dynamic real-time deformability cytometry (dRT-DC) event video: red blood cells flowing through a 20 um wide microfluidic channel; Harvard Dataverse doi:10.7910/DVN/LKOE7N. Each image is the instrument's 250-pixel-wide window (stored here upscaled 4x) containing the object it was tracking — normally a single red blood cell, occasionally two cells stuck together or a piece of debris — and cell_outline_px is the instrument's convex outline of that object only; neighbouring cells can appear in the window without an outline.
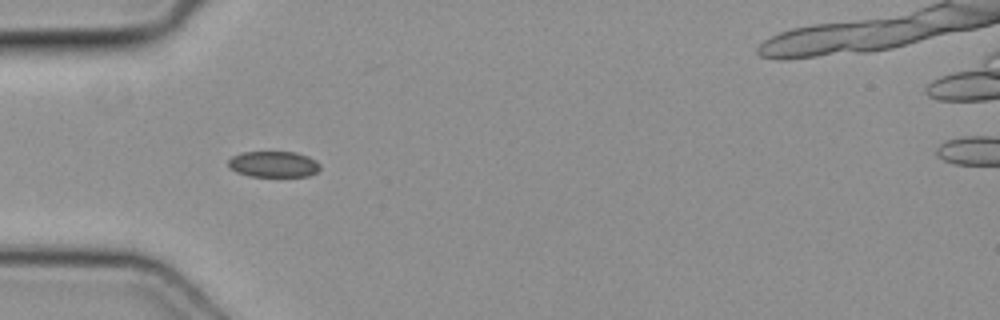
{"species": "common noctule bat (a hibernating species)", "species_latin": "Nyctalus noctula", "temperature_condition": "cold", "stored_images_in_passage": 41, "segment_of_instrument_passage": [1, 2], "camera_frame_rate_fps": 3000, "um_per_image_px": 0.085, "animal": {"sex": "female", "body_mass_g": 19.3, "forearm_length_mm": 54.1}, "frame": {"image": 1, "passage_image": 6, "time_ms": 1.667, "image_size_px": [1000, 320], "cell_outline_px": [[320, 168], [316, 172], [308, 176], [248, 176], [236, 172], [228, 168], [228, 160], [232, 156], [240, 152], [296, 152], [308, 156], [316, 160], [320, 164]], "centroid_in_image_um": [23.23, 13.95], "position_along_channel_um": 61.8, "area_um2": 14.05}}
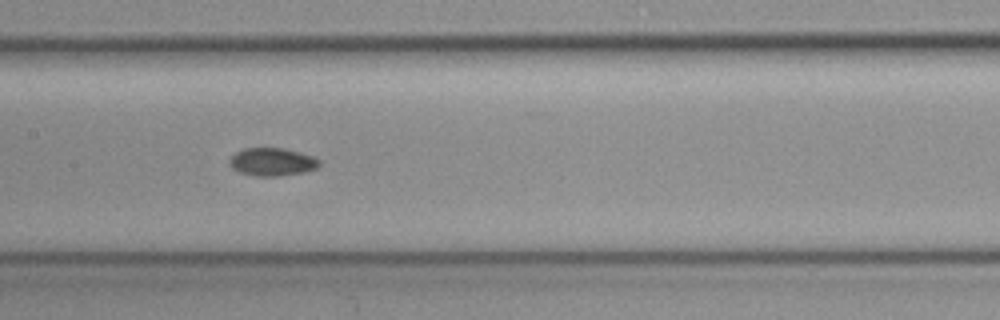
{"frame": {"image": 2, "passage_image": 15, "time_ms": 4.667, "image_size_px": [1000, 320], "cell_outline_px": [[320, 164], [316, 168], [304, 172], [280, 176], [256, 176], [240, 172], [232, 168], [228, 164], [228, 160], [236, 152], [244, 148], [284, 148], [312, 156], [320, 160]], "centroid_in_image_um": [23.11, 13.76], "position_along_channel_um": 184.3, "area_um2": 14.62}}
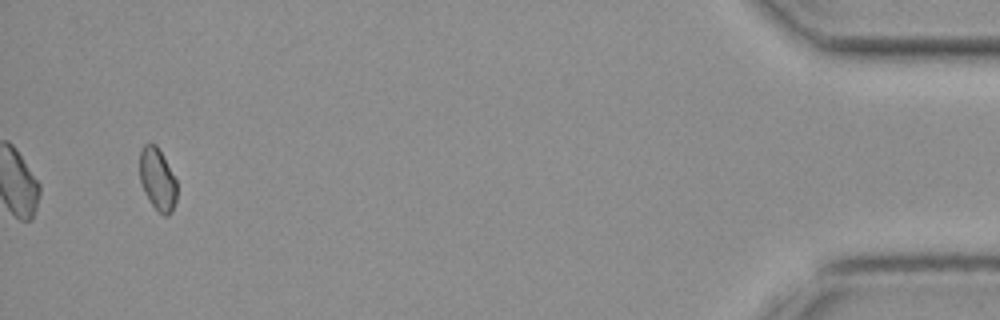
{"frame": {"image": 3, "passage_image": 38, "time_ms": 12.333, "image_size_px": [1000, 320], "cell_outline_px": [[176, 200], [172, 212], [168, 216], [164, 216], [152, 204], [144, 192], [140, 180], [140, 152], [144, 144], [156, 144], [176, 180]], "centroid_in_image_um": [13.38, 15.26], "position_along_channel_um": 421.8, "area_um2": 13.24}}